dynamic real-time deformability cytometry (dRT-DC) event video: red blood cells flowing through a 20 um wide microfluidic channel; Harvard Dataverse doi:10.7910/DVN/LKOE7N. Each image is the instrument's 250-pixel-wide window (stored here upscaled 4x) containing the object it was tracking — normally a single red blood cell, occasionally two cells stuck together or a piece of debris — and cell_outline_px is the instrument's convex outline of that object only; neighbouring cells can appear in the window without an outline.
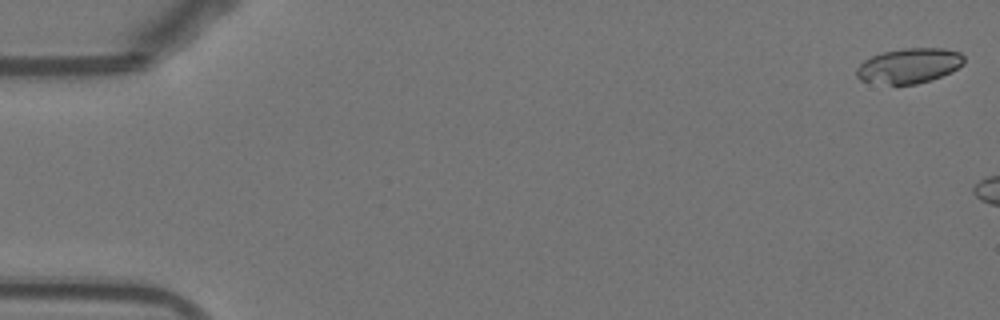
{"species": "Egyptian fruit bat (a non-hibernating species)", "species_latin": "Rousettus aegyptiacus", "temperature_condition": "warm", "stored_images_in_passage": 6, "camera_frame_rate_fps": 3000, "um_per_image_px": 0.085, "animal": {"sex": "female"}, "frame": {"image": 1, "passage_image": 1, "time_ms": 0.0, "image_size_px": [1000, 320], "cell_outline_px": [[964, 64], [952, 72], [932, 80], [916, 84], [892, 84], [860, 80], [856, 76], [856, 68], [864, 60], [872, 56], [884, 52], [904, 48], [944, 48], [960, 52], [964, 56]], "centroid_in_image_um": [77.32, 5.58], "position_along_channel_um": 7.7, "area_um2": 21.96}}